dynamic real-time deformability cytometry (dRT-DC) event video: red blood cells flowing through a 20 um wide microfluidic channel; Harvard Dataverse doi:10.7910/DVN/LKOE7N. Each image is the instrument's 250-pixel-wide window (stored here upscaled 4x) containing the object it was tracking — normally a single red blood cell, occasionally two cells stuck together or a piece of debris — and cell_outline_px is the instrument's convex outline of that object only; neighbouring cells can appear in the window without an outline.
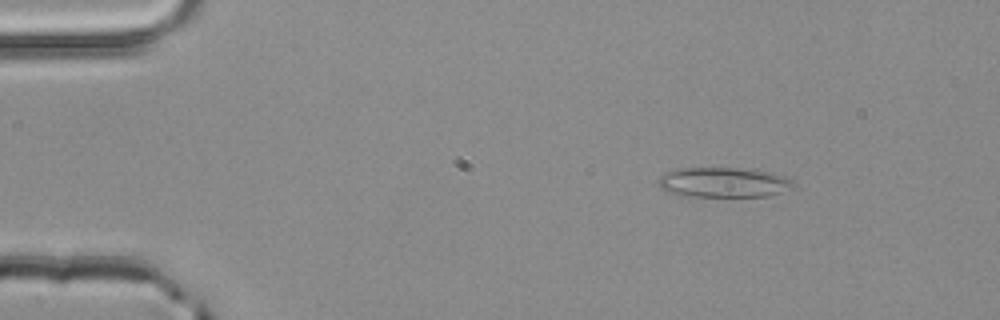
{"species": "common noctule bat (a hibernating species)", "species_latin": "Nyctalus noctula", "temperature_condition": "room temperature", "stored_images_in_passage": 51, "camera_frame_rate_fps": 3000, "um_per_image_px": 0.085, "animal": {"sex": "male", "body_mass_g": 20.4}, "frame": {"image": 1, "passage_image": 7, "time_ms": 2.0, "image_size_px": [1000, 320], "cell_outline_px": [[796, 184], [780, 192], [768, 196], [684, 196], [668, 192], [656, 180], [664, 172], [676, 168], [748, 168], [788, 176]], "centroid_in_image_um": [61.49, 15.48], "position_along_channel_um": 23.5, "area_um2": 23.64}}
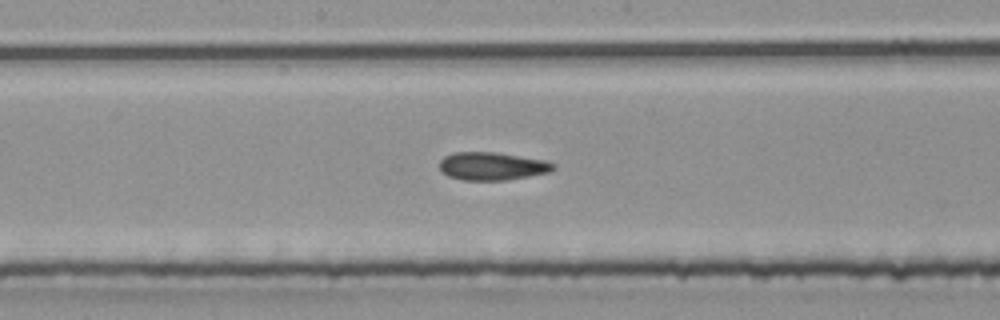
{"frame": {"image": 2, "passage_image": 27, "time_ms": 8.667, "image_size_px": [1000, 320], "cell_outline_px": [[556, 168], [552, 172], [504, 180], [464, 180], [448, 176], [440, 172], [440, 160], [444, 156], [452, 152], [496, 152], [544, 160], [556, 164]], "centroid_in_image_um": [41.82, 14.12], "position_along_channel_um": 206.4, "area_um2": 18.67}}
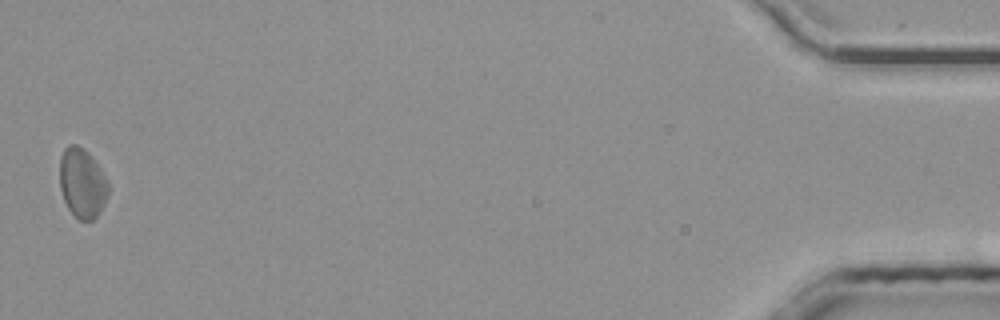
{"frame": {"image": 3, "passage_image": 51, "time_ms": 16.667, "image_size_px": [1000, 320], "cell_outline_px": [[108, 192], [104, 204], [100, 212], [92, 220], [80, 220], [68, 208], [64, 200], [60, 188], [60, 156], [64, 148], [68, 144], [76, 144], [84, 148], [92, 156], [108, 180]], "centroid_in_image_um": [6.99, 15.53], "position_along_channel_um": 428.2, "area_um2": 19.77}, "authors_computed_cell_mechanics": {"area_um2": 19.074, "velocity_mm_per_s": 4.0018, "shape_relaxation_time_tau1_ms": null, "shape_relaxation_time_tau2_ms": 2.9163, "deformation_change_tau1": null, "deformation_change_tau2": 0.0988}}